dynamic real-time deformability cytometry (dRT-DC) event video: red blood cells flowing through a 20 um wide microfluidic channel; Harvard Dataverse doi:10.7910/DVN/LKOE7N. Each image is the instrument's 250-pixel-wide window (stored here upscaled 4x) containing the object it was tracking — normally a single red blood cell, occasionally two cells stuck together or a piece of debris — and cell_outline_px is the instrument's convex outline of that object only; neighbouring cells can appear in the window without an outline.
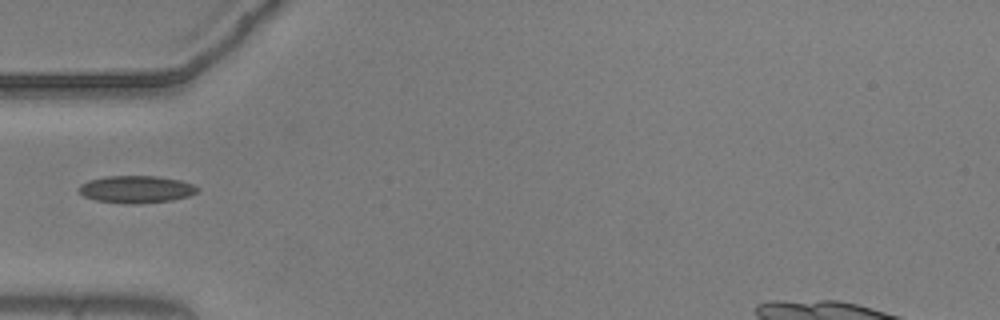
{"species": "common noctule bat (a hibernating species)", "species_latin": "Nyctalus noctula", "temperature_condition": "warm", "stored_images_in_passage": 23, "camera_frame_rate_fps": 3000, "um_per_image_px": 0.085, "animal": {"sex": "male", "body_mass_g": 20.5, "forearm_length_mm": 52.5}, "frame": {"image": 1, "passage_image": 1, "time_ms": 0.0, "image_size_px": [1000, 320], "cell_outline_px": [[200, 188], [196, 192], [188, 196], [172, 200], [140, 204], [128, 204], [96, 200], [84, 196], [76, 188], [80, 184], [88, 180], [108, 176], [156, 176], [180, 180], [192, 184]], "centroid_in_image_um": [11.56, 16.09], "position_along_channel_um": 73.4, "area_um2": 18.9}}
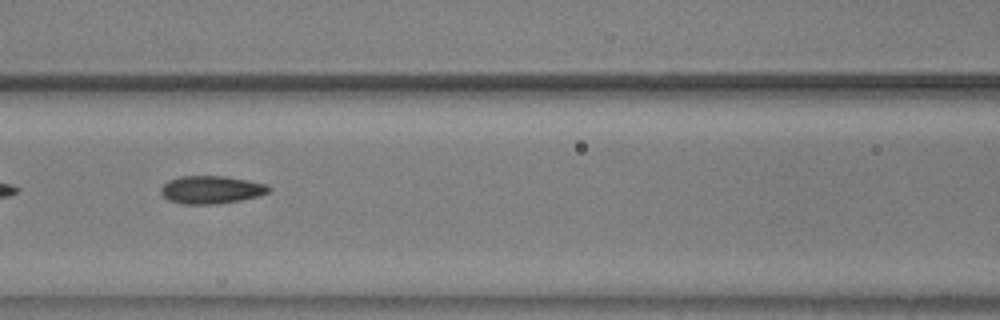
{"frame": {"image": 2, "passage_image": 7, "time_ms": 2.0, "image_size_px": [1000, 320], "cell_outline_px": [[272, 188], [268, 192], [260, 196], [240, 200], [216, 204], [184, 204], [168, 200], [160, 192], [160, 188], [168, 180], [180, 176], [224, 176], [268, 184]], "centroid_in_image_um": [17.96, 16.12], "position_along_channel_um": 148.6, "area_um2": 17.57}}
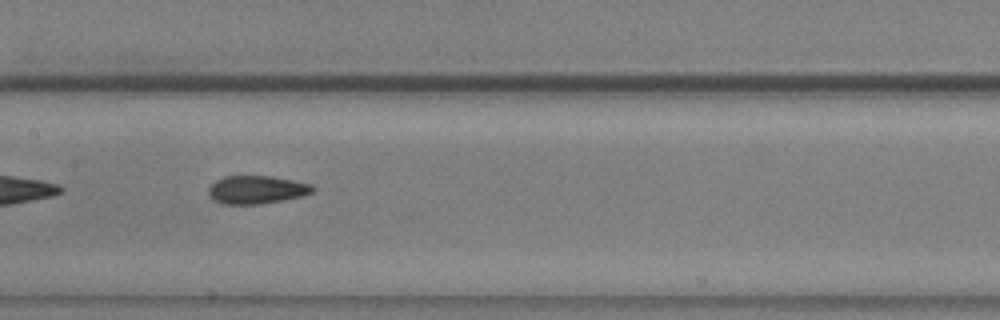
{"frame": {"image": 3, "passage_image": 10, "time_ms": 3.0, "image_size_px": [1000, 320], "cell_outline_px": [[316, 188], [312, 192], [304, 196], [284, 200], [260, 204], [220, 204], [212, 200], [208, 192], [208, 188], [216, 180], [224, 176], [272, 176], [312, 184]], "centroid_in_image_um": [21.81, 16.13], "position_along_channel_um": 185.6, "area_um2": 17.28}}